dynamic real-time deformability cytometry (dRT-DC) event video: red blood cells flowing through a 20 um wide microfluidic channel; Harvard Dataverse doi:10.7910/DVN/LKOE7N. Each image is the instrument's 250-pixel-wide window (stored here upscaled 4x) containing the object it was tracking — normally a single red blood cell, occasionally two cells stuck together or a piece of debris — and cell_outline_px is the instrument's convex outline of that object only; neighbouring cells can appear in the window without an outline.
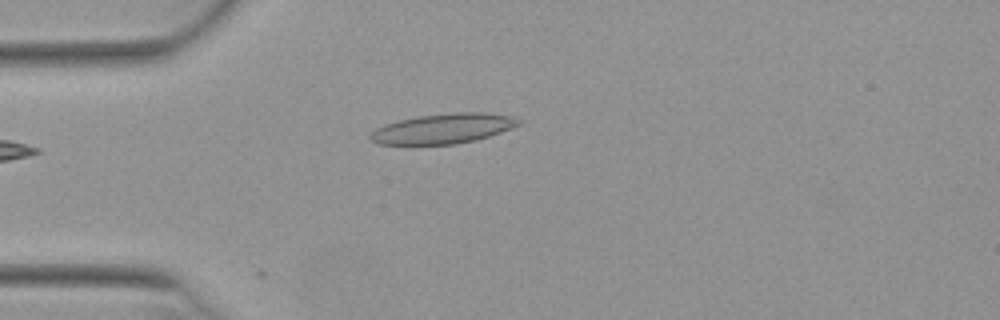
{"species": "Egyptian fruit bat (a non-hibernating species)", "species_latin": "Rousettus aegyptiacus", "temperature_condition": "warm", "stored_images_in_passage": 36, "camera_frame_rate_fps": 3000, "um_per_image_px": 0.085, "animal": {"sex": "female"}, "frame": {"image": 1, "passage_image": 1, "time_ms": 0.0, "image_size_px": [1000, 320], "cell_outline_px": [[520, 124], [500, 132], [476, 140], [456, 144], [380, 144], [372, 140], [368, 136], [376, 128], [384, 124], [416, 116], [456, 112], [484, 112], [512, 116], [520, 120]], "centroid_in_image_um": [37.66, 10.92], "position_along_channel_um": 47.3, "area_um2": 25.72}}
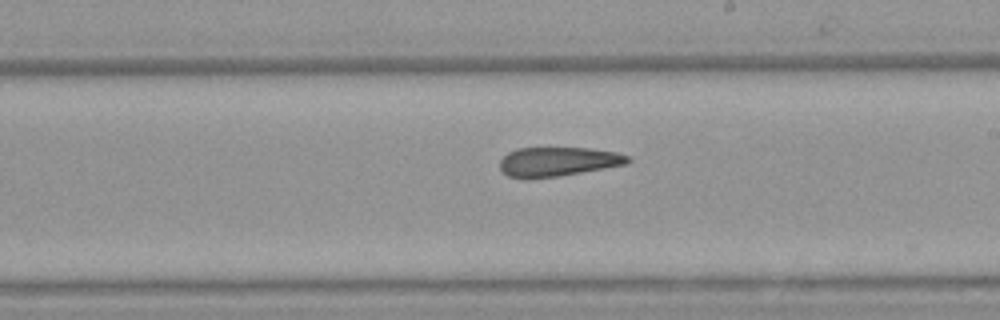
{"frame": {"image": 2, "passage_image": 17, "time_ms": 5.333, "image_size_px": [1000, 320], "cell_outline_px": [[632, 160], [628, 164], [556, 176], [528, 180], [524, 180], [508, 176], [500, 168], [500, 160], [508, 152], [516, 148], [588, 148], [616, 152], [628, 156]], "centroid_in_image_um": [47.39, 13.75], "position_along_channel_um": 241.6, "area_um2": 21.91}}
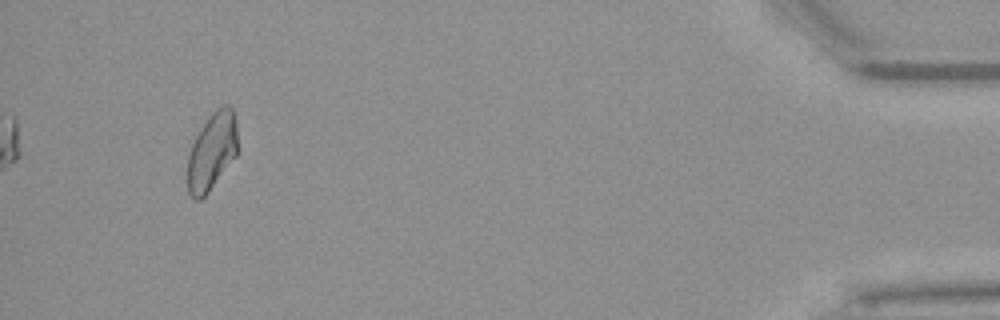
{"frame": {"image": 3, "passage_image": 36, "time_ms": 11.667, "image_size_px": [1000, 320], "cell_outline_px": [[236, 156], [208, 192], [200, 200], [196, 200], [188, 192], [188, 152], [200, 128], [208, 116], [220, 104], [228, 104], [232, 108], [236, 120]], "centroid_in_image_um": [18.01, 12.83], "position_along_channel_um": 417.2, "area_um2": 22.54}, "authors_computed_cell_mechanics": {"area_um2": 22.8888, "velocity_mm_per_s": 3.9336, "shape_relaxation_time_tau1_ms": null, "shape_relaxation_time_tau2_ms": 2.9812, "deformation_change_tau1": null, "deformation_change_tau2": 0.1163}}